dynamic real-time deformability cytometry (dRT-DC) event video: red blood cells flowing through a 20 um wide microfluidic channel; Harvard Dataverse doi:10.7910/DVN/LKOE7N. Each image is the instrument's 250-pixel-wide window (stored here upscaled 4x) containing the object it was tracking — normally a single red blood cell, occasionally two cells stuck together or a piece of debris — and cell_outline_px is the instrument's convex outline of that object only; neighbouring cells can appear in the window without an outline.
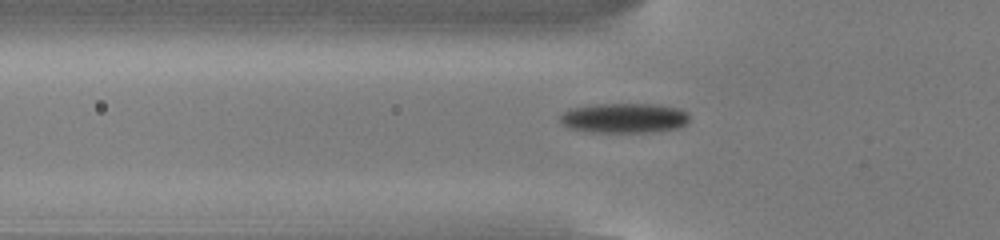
{"species": "common noctule bat (a hibernating species)", "species_latin": "Nyctalus noctula", "temperature_condition": "cold", "stored_images_in_passage": 55, "camera_frame_rate_fps": 3000, "um_per_image_px": 0.085, "animal": {"sex": "male", "body_mass_g": 13.0, "forearm_length_mm": 53.1}, "frame": {"image": 1, "passage_image": 19, "time_ms": 6.0, "image_size_px": [1000, 240], "cell_outline_px": [[688, 120], [684, 124], [676, 128], [652, 132], [584, 132], [568, 128], [560, 124], [560, 116], [564, 112], [572, 108], [596, 104], [656, 104], [680, 108], [688, 112]], "centroid_in_image_um": [53.02, 10.04], "position_along_channel_um": 72.8, "area_um2": 22.66}}
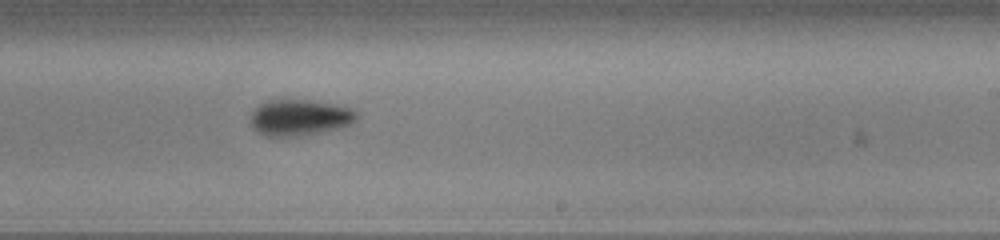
{"frame": {"image": 2, "passage_image": 34, "time_ms": 11.0, "image_size_px": [1000, 240], "cell_outline_px": [[360, 116], [348, 124], [340, 128], [300, 136], [268, 136], [252, 128], [248, 116], [264, 100], [308, 100], [336, 104], [352, 108]], "centroid_in_image_um": [25.45, 9.98], "position_along_channel_um": 263.6, "area_um2": 22.43}}
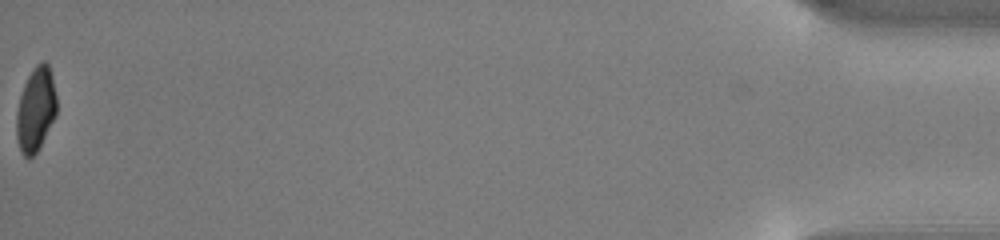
{"frame": {"image": 3, "passage_image": 55, "time_ms": 18.0, "image_size_px": [1000, 240], "cell_outline_px": [[56, 116], [36, 152], [28, 160], [24, 156], [20, 148], [16, 136], [16, 112], [20, 96], [24, 84], [32, 68], [36, 64], [44, 60], [48, 64], [52, 76], [56, 96]], "centroid_in_image_um": [3.03, 9.28], "position_along_channel_um": 432.2, "area_um2": 19.65}, "authors_computed_cell_mechanics": {"area_um2": 21.4438, "velocity_mm_per_s": 3.8236, "shape_relaxation_time_tau1_ms": 2.3051, "shape_relaxation_time_tau2_ms": null, "deformation_change_tau1": 0.123, "deformation_change_tau2": null}}